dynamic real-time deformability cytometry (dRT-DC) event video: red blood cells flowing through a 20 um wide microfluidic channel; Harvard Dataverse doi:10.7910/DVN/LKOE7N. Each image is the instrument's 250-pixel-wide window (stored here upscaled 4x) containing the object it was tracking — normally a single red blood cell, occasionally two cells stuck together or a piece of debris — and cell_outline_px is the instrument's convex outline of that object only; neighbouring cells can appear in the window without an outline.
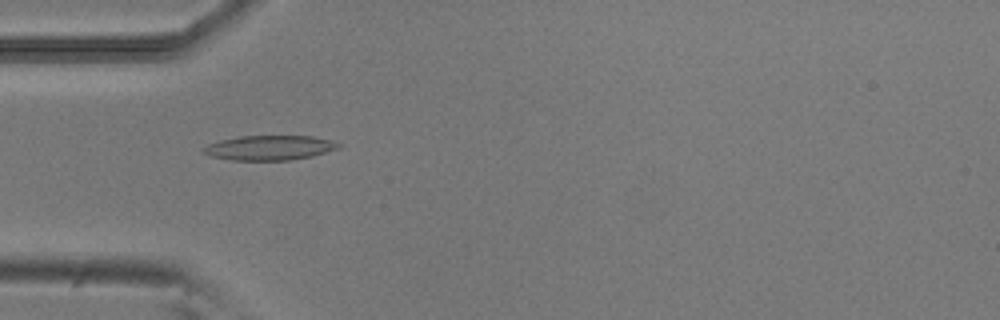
{"species": "common noctule bat (a hibernating species)", "species_latin": "Nyctalus noctula", "temperature_condition": "room temperature", "stored_images_in_passage": 38, "camera_frame_rate_fps": 3000, "um_per_image_px": 0.085, "animal": {"sex": "male", "body_mass_g": 20.5, "forearm_length_mm": 52.5}, "frame": {"image": 1, "passage_image": 2, "time_ms": 0.333, "image_size_px": [1000, 320], "cell_outline_px": [[344, 144], [340, 148], [312, 156], [288, 160], [232, 160], [208, 156], [204, 152], [204, 148], [208, 144], [220, 140], [240, 136], [312, 136]], "centroid_in_image_um": [22.92, 12.56], "position_along_channel_um": 62.1, "area_um2": 19.36}}
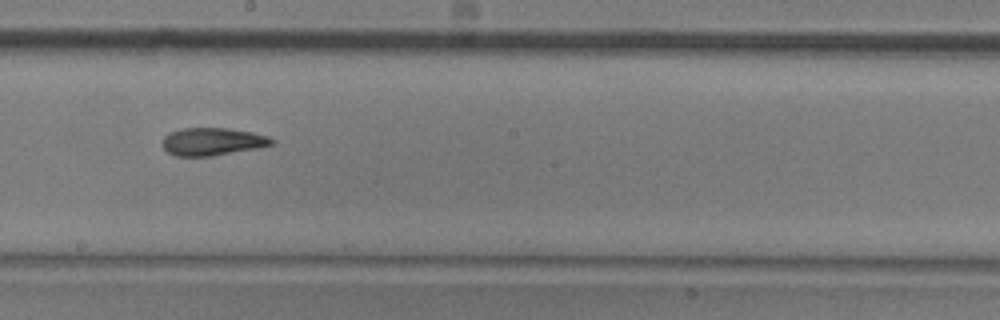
{"frame": {"image": 2, "passage_image": 15, "time_ms": 4.667, "image_size_px": [1000, 320], "cell_outline_px": [[276, 144], [260, 148], [212, 156], [176, 156], [168, 152], [160, 144], [164, 136], [168, 132], [184, 128], [228, 128], [252, 132], [268, 136], [276, 140]], "centroid_in_image_um": [18.08, 12.04], "position_along_channel_um": 230.1, "area_um2": 17.98}}
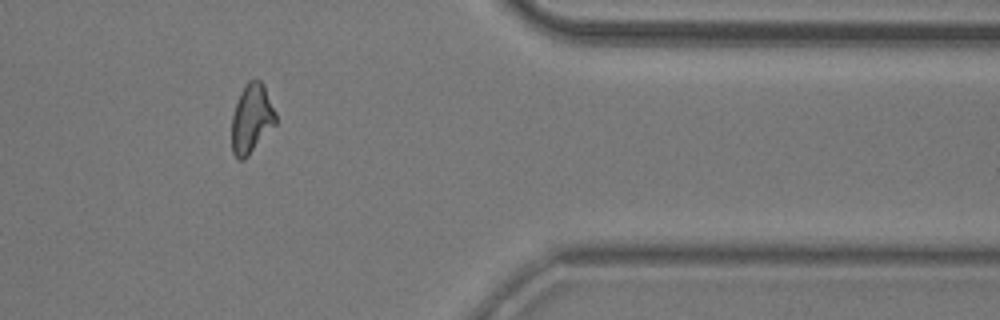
{"frame": {"image": 3, "passage_image": 29, "time_ms": 9.333, "image_size_px": [1000, 320], "cell_outline_px": [[276, 124], [248, 156], [244, 160], [240, 160], [232, 152], [232, 116], [240, 92], [244, 84], [248, 80], [260, 80], [264, 84], [276, 112]], "centroid_in_image_um": [21.39, 10.07], "position_along_channel_um": 390.0, "area_um2": 17.8}, "authors_computed_cell_mechanics": {"area_um2": 17.8313, "velocity_mm_per_s": 3.8779, "shape_relaxation_time_tau1_ms": 7.3103, "shape_relaxation_time_tau2_ms": 7.9988, "deformation_change_tau1": 0.213, "deformation_change_tau2": 0.1501}}